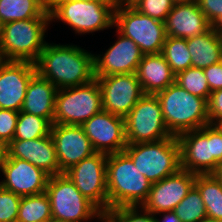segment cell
<instances>
[{"mask_svg":"<svg viewBox=\"0 0 222 222\" xmlns=\"http://www.w3.org/2000/svg\"><path fill=\"white\" fill-rule=\"evenodd\" d=\"M169 133L180 134L209 124L207 100L187 92L177 83L156 93Z\"/></svg>","mask_w":222,"mask_h":222,"instance_id":"obj_3","label":"cell"},{"mask_svg":"<svg viewBox=\"0 0 222 222\" xmlns=\"http://www.w3.org/2000/svg\"><path fill=\"white\" fill-rule=\"evenodd\" d=\"M2 23L0 22V40H1V36H2Z\"/></svg>","mask_w":222,"mask_h":222,"instance_id":"obj_47","label":"cell"},{"mask_svg":"<svg viewBox=\"0 0 222 222\" xmlns=\"http://www.w3.org/2000/svg\"><path fill=\"white\" fill-rule=\"evenodd\" d=\"M50 18L45 0H0V22Z\"/></svg>","mask_w":222,"mask_h":222,"instance_id":"obj_25","label":"cell"},{"mask_svg":"<svg viewBox=\"0 0 222 222\" xmlns=\"http://www.w3.org/2000/svg\"><path fill=\"white\" fill-rule=\"evenodd\" d=\"M124 152L132 159L139 172L152 183L181 168L180 143L176 136L154 142L127 144Z\"/></svg>","mask_w":222,"mask_h":222,"instance_id":"obj_6","label":"cell"},{"mask_svg":"<svg viewBox=\"0 0 222 222\" xmlns=\"http://www.w3.org/2000/svg\"><path fill=\"white\" fill-rule=\"evenodd\" d=\"M21 196L0 186V222H16Z\"/></svg>","mask_w":222,"mask_h":222,"instance_id":"obj_34","label":"cell"},{"mask_svg":"<svg viewBox=\"0 0 222 222\" xmlns=\"http://www.w3.org/2000/svg\"><path fill=\"white\" fill-rule=\"evenodd\" d=\"M161 213L164 214L163 218H162V220H160L156 216L157 222H181L174 211H166V212H161Z\"/></svg>","mask_w":222,"mask_h":222,"instance_id":"obj_40","label":"cell"},{"mask_svg":"<svg viewBox=\"0 0 222 222\" xmlns=\"http://www.w3.org/2000/svg\"><path fill=\"white\" fill-rule=\"evenodd\" d=\"M136 75L144 94H156L175 82V74L161 53L144 55Z\"/></svg>","mask_w":222,"mask_h":222,"instance_id":"obj_23","label":"cell"},{"mask_svg":"<svg viewBox=\"0 0 222 222\" xmlns=\"http://www.w3.org/2000/svg\"><path fill=\"white\" fill-rule=\"evenodd\" d=\"M107 157L105 153L96 152L65 172L81 194L103 213L108 210Z\"/></svg>","mask_w":222,"mask_h":222,"instance_id":"obj_12","label":"cell"},{"mask_svg":"<svg viewBox=\"0 0 222 222\" xmlns=\"http://www.w3.org/2000/svg\"><path fill=\"white\" fill-rule=\"evenodd\" d=\"M173 211L181 222H202L207 217L205 204L195 186L191 188Z\"/></svg>","mask_w":222,"mask_h":222,"instance_id":"obj_30","label":"cell"},{"mask_svg":"<svg viewBox=\"0 0 222 222\" xmlns=\"http://www.w3.org/2000/svg\"><path fill=\"white\" fill-rule=\"evenodd\" d=\"M57 88L36 73L28 84L21 112L48 119L53 124Z\"/></svg>","mask_w":222,"mask_h":222,"instance_id":"obj_22","label":"cell"},{"mask_svg":"<svg viewBox=\"0 0 222 222\" xmlns=\"http://www.w3.org/2000/svg\"><path fill=\"white\" fill-rule=\"evenodd\" d=\"M67 1H77V0H45L46 10L50 13L57 5ZM84 1H116V0H84Z\"/></svg>","mask_w":222,"mask_h":222,"instance_id":"obj_39","label":"cell"},{"mask_svg":"<svg viewBox=\"0 0 222 222\" xmlns=\"http://www.w3.org/2000/svg\"><path fill=\"white\" fill-rule=\"evenodd\" d=\"M127 144L154 142L172 137L156 94H144L125 117Z\"/></svg>","mask_w":222,"mask_h":222,"instance_id":"obj_11","label":"cell"},{"mask_svg":"<svg viewBox=\"0 0 222 222\" xmlns=\"http://www.w3.org/2000/svg\"><path fill=\"white\" fill-rule=\"evenodd\" d=\"M202 222H222V220L211 218V217H206Z\"/></svg>","mask_w":222,"mask_h":222,"instance_id":"obj_45","label":"cell"},{"mask_svg":"<svg viewBox=\"0 0 222 222\" xmlns=\"http://www.w3.org/2000/svg\"><path fill=\"white\" fill-rule=\"evenodd\" d=\"M37 73L29 61L0 62V109L21 111L27 87Z\"/></svg>","mask_w":222,"mask_h":222,"instance_id":"obj_16","label":"cell"},{"mask_svg":"<svg viewBox=\"0 0 222 222\" xmlns=\"http://www.w3.org/2000/svg\"><path fill=\"white\" fill-rule=\"evenodd\" d=\"M101 90L102 109L125 118L144 95L136 73L95 77Z\"/></svg>","mask_w":222,"mask_h":222,"instance_id":"obj_13","label":"cell"},{"mask_svg":"<svg viewBox=\"0 0 222 222\" xmlns=\"http://www.w3.org/2000/svg\"><path fill=\"white\" fill-rule=\"evenodd\" d=\"M174 4H181V3H190L196 0H171Z\"/></svg>","mask_w":222,"mask_h":222,"instance_id":"obj_44","label":"cell"},{"mask_svg":"<svg viewBox=\"0 0 222 222\" xmlns=\"http://www.w3.org/2000/svg\"><path fill=\"white\" fill-rule=\"evenodd\" d=\"M116 31L118 40L104 54H94L95 77L136 73L144 56L137 44Z\"/></svg>","mask_w":222,"mask_h":222,"instance_id":"obj_19","label":"cell"},{"mask_svg":"<svg viewBox=\"0 0 222 222\" xmlns=\"http://www.w3.org/2000/svg\"><path fill=\"white\" fill-rule=\"evenodd\" d=\"M116 1H67L50 13L54 19L66 23L78 34L93 33L114 26Z\"/></svg>","mask_w":222,"mask_h":222,"instance_id":"obj_8","label":"cell"},{"mask_svg":"<svg viewBox=\"0 0 222 222\" xmlns=\"http://www.w3.org/2000/svg\"><path fill=\"white\" fill-rule=\"evenodd\" d=\"M140 0H116V5L134 6Z\"/></svg>","mask_w":222,"mask_h":222,"instance_id":"obj_42","label":"cell"},{"mask_svg":"<svg viewBox=\"0 0 222 222\" xmlns=\"http://www.w3.org/2000/svg\"><path fill=\"white\" fill-rule=\"evenodd\" d=\"M164 24L167 36L185 39L201 35L212 27L197 1L174 4Z\"/></svg>","mask_w":222,"mask_h":222,"instance_id":"obj_21","label":"cell"},{"mask_svg":"<svg viewBox=\"0 0 222 222\" xmlns=\"http://www.w3.org/2000/svg\"><path fill=\"white\" fill-rule=\"evenodd\" d=\"M173 5L171 0H140L133 7L144 15L165 22Z\"/></svg>","mask_w":222,"mask_h":222,"instance_id":"obj_33","label":"cell"},{"mask_svg":"<svg viewBox=\"0 0 222 222\" xmlns=\"http://www.w3.org/2000/svg\"><path fill=\"white\" fill-rule=\"evenodd\" d=\"M51 127L52 123L48 119L20 111L13 139L41 138L51 134Z\"/></svg>","mask_w":222,"mask_h":222,"instance_id":"obj_29","label":"cell"},{"mask_svg":"<svg viewBox=\"0 0 222 222\" xmlns=\"http://www.w3.org/2000/svg\"><path fill=\"white\" fill-rule=\"evenodd\" d=\"M81 126L96 152L119 153L127 146L125 118L102 109Z\"/></svg>","mask_w":222,"mask_h":222,"instance_id":"obj_14","label":"cell"},{"mask_svg":"<svg viewBox=\"0 0 222 222\" xmlns=\"http://www.w3.org/2000/svg\"><path fill=\"white\" fill-rule=\"evenodd\" d=\"M196 174L179 169L176 173L152 183L142 208L155 216L161 212L173 211L194 186Z\"/></svg>","mask_w":222,"mask_h":222,"instance_id":"obj_15","label":"cell"},{"mask_svg":"<svg viewBox=\"0 0 222 222\" xmlns=\"http://www.w3.org/2000/svg\"><path fill=\"white\" fill-rule=\"evenodd\" d=\"M103 220L105 222H157L153 213L138 206L109 209L104 213Z\"/></svg>","mask_w":222,"mask_h":222,"instance_id":"obj_32","label":"cell"},{"mask_svg":"<svg viewBox=\"0 0 222 222\" xmlns=\"http://www.w3.org/2000/svg\"><path fill=\"white\" fill-rule=\"evenodd\" d=\"M214 175L220 180L222 183V164L219 165L218 169L214 173Z\"/></svg>","mask_w":222,"mask_h":222,"instance_id":"obj_43","label":"cell"},{"mask_svg":"<svg viewBox=\"0 0 222 222\" xmlns=\"http://www.w3.org/2000/svg\"><path fill=\"white\" fill-rule=\"evenodd\" d=\"M50 18H34L7 22L2 25L0 57L4 61L35 63L44 50Z\"/></svg>","mask_w":222,"mask_h":222,"instance_id":"obj_5","label":"cell"},{"mask_svg":"<svg viewBox=\"0 0 222 222\" xmlns=\"http://www.w3.org/2000/svg\"><path fill=\"white\" fill-rule=\"evenodd\" d=\"M48 222H70L62 219H57V218H51Z\"/></svg>","mask_w":222,"mask_h":222,"instance_id":"obj_46","label":"cell"},{"mask_svg":"<svg viewBox=\"0 0 222 222\" xmlns=\"http://www.w3.org/2000/svg\"><path fill=\"white\" fill-rule=\"evenodd\" d=\"M161 54L175 75L192 67V57L185 38L167 36Z\"/></svg>","mask_w":222,"mask_h":222,"instance_id":"obj_28","label":"cell"},{"mask_svg":"<svg viewBox=\"0 0 222 222\" xmlns=\"http://www.w3.org/2000/svg\"><path fill=\"white\" fill-rule=\"evenodd\" d=\"M114 26L137 44L144 55L162 52L167 37L164 22L140 13L133 6L116 5Z\"/></svg>","mask_w":222,"mask_h":222,"instance_id":"obj_9","label":"cell"},{"mask_svg":"<svg viewBox=\"0 0 222 222\" xmlns=\"http://www.w3.org/2000/svg\"><path fill=\"white\" fill-rule=\"evenodd\" d=\"M1 172L5 179L0 186L21 197L44 193L50 177L30 162L14 157H7Z\"/></svg>","mask_w":222,"mask_h":222,"instance_id":"obj_18","label":"cell"},{"mask_svg":"<svg viewBox=\"0 0 222 222\" xmlns=\"http://www.w3.org/2000/svg\"><path fill=\"white\" fill-rule=\"evenodd\" d=\"M194 186L201 194L207 217L222 220V183L214 174H196Z\"/></svg>","mask_w":222,"mask_h":222,"instance_id":"obj_26","label":"cell"},{"mask_svg":"<svg viewBox=\"0 0 222 222\" xmlns=\"http://www.w3.org/2000/svg\"><path fill=\"white\" fill-rule=\"evenodd\" d=\"M210 25L222 29V0H196Z\"/></svg>","mask_w":222,"mask_h":222,"instance_id":"obj_36","label":"cell"},{"mask_svg":"<svg viewBox=\"0 0 222 222\" xmlns=\"http://www.w3.org/2000/svg\"><path fill=\"white\" fill-rule=\"evenodd\" d=\"M211 92L222 89V61L203 68Z\"/></svg>","mask_w":222,"mask_h":222,"instance_id":"obj_38","label":"cell"},{"mask_svg":"<svg viewBox=\"0 0 222 222\" xmlns=\"http://www.w3.org/2000/svg\"><path fill=\"white\" fill-rule=\"evenodd\" d=\"M8 156L26 160L49 176L62 174L51 134L30 140L13 139L8 145Z\"/></svg>","mask_w":222,"mask_h":222,"instance_id":"obj_20","label":"cell"},{"mask_svg":"<svg viewBox=\"0 0 222 222\" xmlns=\"http://www.w3.org/2000/svg\"><path fill=\"white\" fill-rule=\"evenodd\" d=\"M102 110L98 81L70 88L58 89L53 124L82 125Z\"/></svg>","mask_w":222,"mask_h":222,"instance_id":"obj_10","label":"cell"},{"mask_svg":"<svg viewBox=\"0 0 222 222\" xmlns=\"http://www.w3.org/2000/svg\"><path fill=\"white\" fill-rule=\"evenodd\" d=\"M192 57V67L205 68L222 61V34L219 28L186 39Z\"/></svg>","mask_w":222,"mask_h":222,"instance_id":"obj_24","label":"cell"},{"mask_svg":"<svg viewBox=\"0 0 222 222\" xmlns=\"http://www.w3.org/2000/svg\"><path fill=\"white\" fill-rule=\"evenodd\" d=\"M45 193L50 201L52 218L70 222H87L93 218L102 221L104 218V213L81 194L65 173L50 176Z\"/></svg>","mask_w":222,"mask_h":222,"instance_id":"obj_7","label":"cell"},{"mask_svg":"<svg viewBox=\"0 0 222 222\" xmlns=\"http://www.w3.org/2000/svg\"><path fill=\"white\" fill-rule=\"evenodd\" d=\"M106 177L108 210L115 207H141L152 186V182L139 172L124 151L108 154Z\"/></svg>","mask_w":222,"mask_h":222,"instance_id":"obj_2","label":"cell"},{"mask_svg":"<svg viewBox=\"0 0 222 222\" xmlns=\"http://www.w3.org/2000/svg\"><path fill=\"white\" fill-rule=\"evenodd\" d=\"M51 136L61 173L96 153L81 125L52 124Z\"/></svg>","mask_w":222,"mask_h":222,"instance_id":"obj_17","label":"cell"},{"mask_svg":"<svg viewBox=\"0 0 222 222\" xmlns=\"http://www.w3.org/2000/svg\"><path fill=\"white\" fill-rule=\"evenodd\" d=\"M208 104L209 124L222 122V89L210 93Z\"/></svg>","mask_w":222,"mask_h":222,"instance_id":"obj_37","label":"cell"},{"mask_svg":"<svg viewBox=\"0 0 222 222\" xmlns=\"http://www.w3.org/2000/svg\"><path fill=\"white\" fill-rule=\"evenodd\" d=\"M181 169L194 174H214L222 164V128L207 124L178 137Z\"/></svg>","mask_w":222,"mask_h":222,"instance_id":"obj_4","label":"cell"},{"mask_svg":"<svg viewBox=\"0 0 222 222\" xmlns=\"http://www.w3.org/2000/svg\"><path fill=\"white\" fill-rule=\"evenodd\" d=\"M52 218L47 194L22 196L16 222H48Z\"/></svg>","mask_w":222,"mask_h":222,"instance_id":"obj_27","label":"cell"},{"mask_svg":"<svg viewBox=\"0 0 222 222\" xmlns=\"http://www.w3.org/2000/svg\"><path fill=\"white\" fill-rule=\"evenodd\" d=\"M35 66L37 73L57 89L84 85L96 79L94 54L77 45L47 42Z\"/></svg>","mask_w":222,"mask_h":222,"instance_id":"obj_1","label":"cell"},{"mask_svg":"<svg viewBox=\"0 0 222 222\" xmlns=\"http://www.w3.org/2000/svg\"><path fill=\"white\" fill-rule=\"evenodd\" d=\"M175 83L184 88L187 92L208 101L211 91L203 68L190 67L177 73L175 75Z\"/></svg>","mask_w":222,"mask_h":222,"instance_id":"obj_31","label":"cell"},{"mask_svg":"<svg viewBox=\"0 0 222 222\" xmlns=\"http://www.w3.org/2000/svg\"><path fill=\"white\" fill-rule=\"evenodd\" d=\"M7 156V144L3 141H0V171H2L3 164L6 162Z\"/></svg>","mask_w":222,"mask_h":222,"instance_id":"obj_41","label":"cell"},{"mask_svg":"<svg viewBox=\"0 0 222 222\" xmlns=\"http://www.w3.org/2000/svg\"><path fill=\"white\" fill-rule=\"evenodd\" d=\"M18 116V111L0 109V141L7 145L14 138Z\"/></svg>","mask_w":222,"mask_h":222,"instance_id":"obj_35","label":"cell"}]
</instances>
